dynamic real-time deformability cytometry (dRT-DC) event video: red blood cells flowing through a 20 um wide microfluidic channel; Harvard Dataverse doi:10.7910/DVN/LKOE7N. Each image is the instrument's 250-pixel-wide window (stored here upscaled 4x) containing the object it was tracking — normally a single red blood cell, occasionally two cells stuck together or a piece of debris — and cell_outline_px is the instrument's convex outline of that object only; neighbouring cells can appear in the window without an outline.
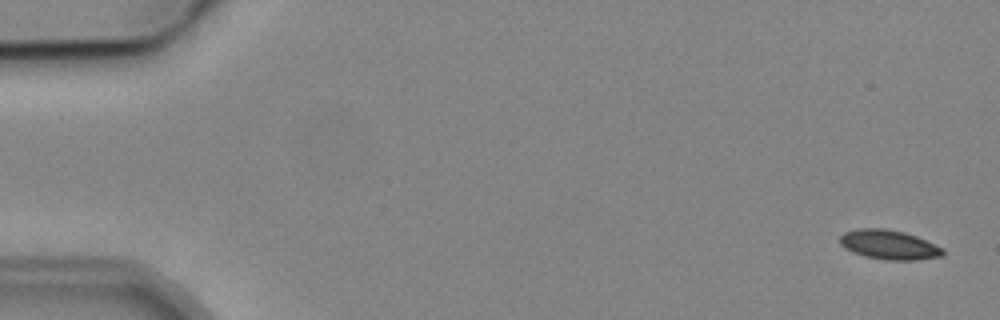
{"species": "common noctule bat (a hibernating species)", "species_latin": "Nyctalus noctula", "temperature_condition": "cold", "stored_images_in_passage": 4, "camera_frame_rate_fps": 3000, "um_per_image_px": 0.085, "animal": {"sex": "male", "body_mass_g": 19.2, "forearm_length_mm": 51.8}, "frame": {"image": 1, "passage_image": 1, "time_ms": 0.0, "image_size_px": [1000, 320], "cell_outline_px": [[944, 256], [916, 260], [888, 260], [864, 256], [852, 252], [844, 248], [840, 244], [840, 236], [844, 232], [856, 228], [884, 228], [904, 232], [916, 236], [944, 248]], "centroid_in_image_um": [75.56, 20.8], "position_along_channel_um": 9.4, "area_um2": 17.8}}
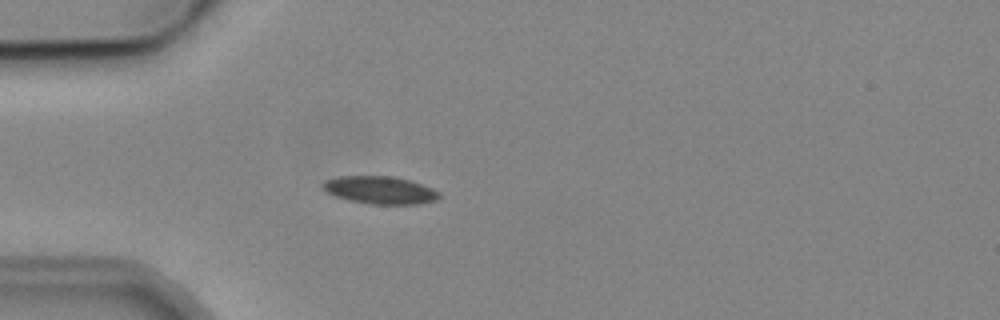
{"frame": {"image": 2, "passage_image": 4, "time_ms": 4.667, "image_size_px": [1000, 320], "cell_outline_px": [[440, 196], [436, 200], [416, 204], [372, 204], [348, 200], [336, 196], [328, 192], [320, 184], [324, 180], [340, 176], [396, 176], [432, 188], [440, 192]], "centroid_in_image_um": [32.29, 16.15], "position_along_channel_um": 52.7, "area_um2": 18.67}}